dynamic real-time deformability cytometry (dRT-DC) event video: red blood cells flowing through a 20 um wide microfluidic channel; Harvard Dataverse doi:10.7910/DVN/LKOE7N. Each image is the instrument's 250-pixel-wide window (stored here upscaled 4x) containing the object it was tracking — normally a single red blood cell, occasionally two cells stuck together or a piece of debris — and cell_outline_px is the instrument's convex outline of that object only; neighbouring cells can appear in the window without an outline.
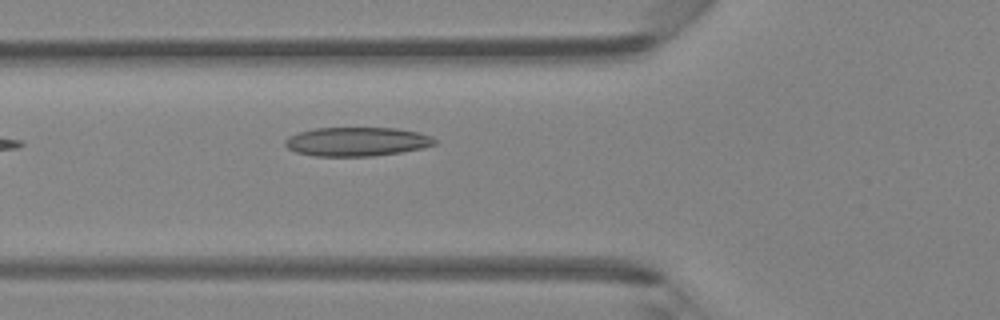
{"species": "Egyptian fruit bat (a non-hibernating species)", "species_latin": "Rousettus aegyptiacus", "temperature_condition": "room temperature", "stored_images_in_passage": 4, "camera_frame_rate_fps": 3000, "um_per_image_px": 0.085, "animal": {"sex": "female"}, "frame": {"image": 1, "passage_image": 4, "time_ms": 3.667, "image_size_px": [1000, 320], "cell_outline_px": [[436, 144], [420, 148], [400, 152], [372, 156], [316, 156], [296, 152], [288, 148], [284, 144], [284, 140], [288, 136], [300, 132], [316, 128], [396, 128], [420, 132], [432, 136], [436, 140]], "centroid_in_image_um": [30.33, 12.03], "position_along_channel_um": 95.5, "area_um2": 25.2}}